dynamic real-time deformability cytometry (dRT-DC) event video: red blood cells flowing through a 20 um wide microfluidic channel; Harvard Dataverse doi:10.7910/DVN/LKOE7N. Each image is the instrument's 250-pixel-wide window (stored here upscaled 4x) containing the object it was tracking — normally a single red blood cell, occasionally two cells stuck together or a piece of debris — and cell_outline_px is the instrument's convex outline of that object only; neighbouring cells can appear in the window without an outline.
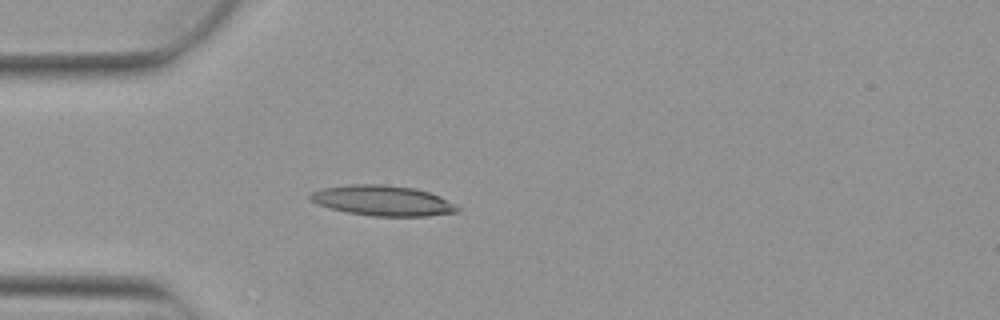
{"species": "Egyptian fruit bat (a non-hibernating species)", "species_latin": "Rousettus aegyptiacus", "temperature_condition": "warm", "stored_images_in_passage": 3, "camera_frame_rate_fps": 3000, "um_per_image_px": 0.085, "animal": {"sex": "female"}, "frame": {"image": 1, "passage_image": 3, "time_ms": 0.667, "image_size_px": [1000, 320], "cell_outline_px": [[460, 212], [428, 216], [372, 216], [348, 212], [332, 208], [320, 204], [312, 200], [308, 196], [312, 192], [324, 188], [352, 184], [384, 184], [416, 188], [440, 196], [460, 208]], "centroid_in_image_um": [32.59, 17.05], "position_along_channel_um": 52.4, "area_um2": 25.78}}